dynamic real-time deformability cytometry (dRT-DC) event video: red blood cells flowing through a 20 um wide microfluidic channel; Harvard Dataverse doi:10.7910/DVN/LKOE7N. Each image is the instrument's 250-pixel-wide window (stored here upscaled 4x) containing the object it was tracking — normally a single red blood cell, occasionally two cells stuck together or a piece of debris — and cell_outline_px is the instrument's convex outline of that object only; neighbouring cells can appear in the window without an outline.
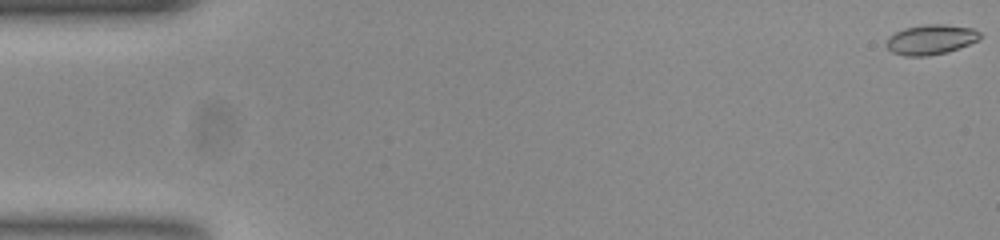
{"species": "common noctule bat (a hibernating species)", "species_latin": "Nyctalus noctula", "temperature_condition": "room temperature", "stored_images_in_passage": 55, "camera_frame_rate_fps": 3000, "um_per_image_px": 0.085, "animal": {"sex": "female", "body_mass_g": 23.0, "forearm_length_mm": 53.4}, "frame": {"image": 1, "passage_image": 1, "time_ms": 0.0, "image_size_px": [1000, 240], "cell_outline_px": [[980, 40], [948, 52], [928, 56], [904, 56], [892, 52], [884, 44], [888, 36], [904, 28], [924, 24], [944, 24], [972, 28], [980, 32]], "centroid_in_image_um": [79.1, 3.36], "position_along_channel_um": 5.9, "area_um2": 16.53}}
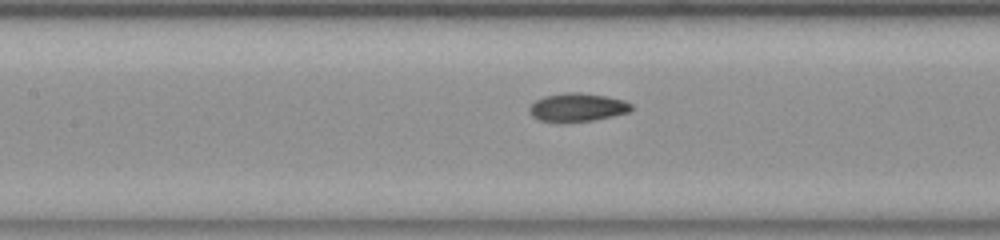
{"frame": {"image": 2, "passage_image": 25, "time_ms": 8.0, "image_size_px": [1000, 240], "cell_outline_px": [[632, 108], [628, 112], [612, 116], [592, 120], [560, 124], [556, 124], [540, 120], [532, 116], [528, 112], [528, 108], [536, 100], [544, 96], [564, 92], [580, 92], [608, 96], [624, 100], [632, 104]], "centroid_in_image_um": [49.03, 9.14], "position_along_channel_um": 158.4, "area_um2": 17.28}}
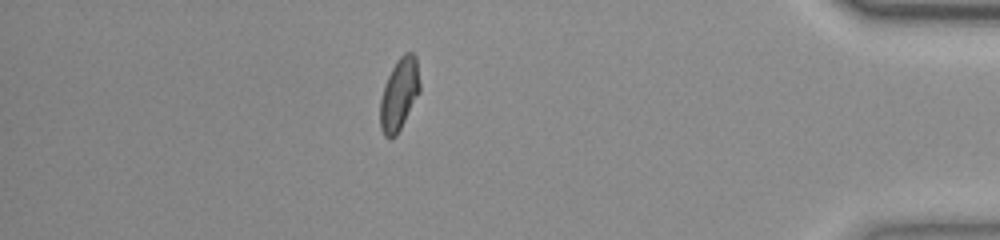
{"frame": {"image": 3, "passage_image": 48, "time_ms": 15.667, "image_size_px": [1000, 240], "cell_outline_px": [[420, 92], [396, 136], [388, 140], [384, 136], [380, 128], [380, 100], [384, 84], [396, 60], [404, 52], [412, 52], [416, 56], [420, 84]], "centroid_in_image_um": [33.92, 8.01], "position_along_channel_um": 401.3, "area_um2": 16.82}, "authors_computed_cell_mechanics": {"area_um2": 16.5308, "velocity_mm_per_s": 3.7678, "shape_relaxation_time_tau1_ms": 2.9827, "shape_relaxation_time_tau2_ms": 1.7482, "deformation_change_tau1": 0.1339, "deformation_change_tau2": 0.0495}}